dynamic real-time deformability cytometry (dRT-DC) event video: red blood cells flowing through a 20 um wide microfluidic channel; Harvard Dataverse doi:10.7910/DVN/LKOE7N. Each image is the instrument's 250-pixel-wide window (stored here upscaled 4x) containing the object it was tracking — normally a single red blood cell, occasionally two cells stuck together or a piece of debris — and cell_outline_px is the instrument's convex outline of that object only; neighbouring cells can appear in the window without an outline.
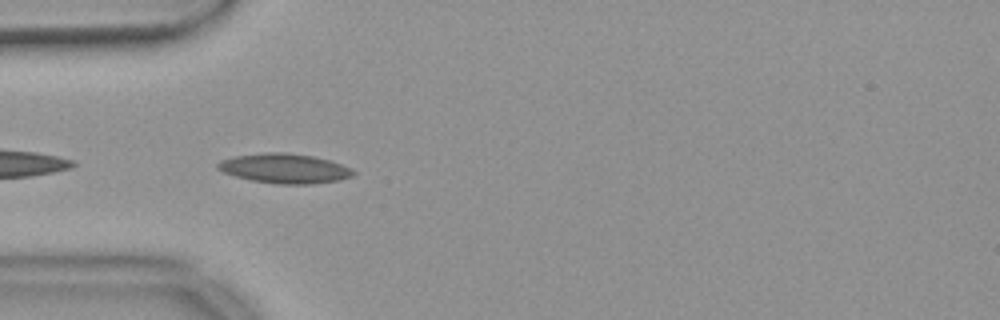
{"species": "common noctule bat (a hibernating species)", "species_latin": "Nyctalus noctula", "temperature_condition": "warm", "stored_images_in_passage": 4, "camera_frame_rate_fps": 3000, "um_per_image_px": 0.085, "animal": {"sex": "female", "body_mass_g": 18.4}, "frame": {"image": 1, "passage_image": 2, "time_ms": 0.333, "image_size_px": [1000, 320], "cell_outline_px": [[356, 172], [352, 176], [340, 180], [312, 184], [276, 184], [252, 180], [236, 176], [224, 172], [216, 168], [216, 164], [220, 160], [236, 156], [268, 152], [284, 152], [312, 156], [328, 160], [352, 168]], "centroid_in_image_um": [24.2, 14.32], "position_along_channel_um": 60.8, "area_um2": 23.29}}